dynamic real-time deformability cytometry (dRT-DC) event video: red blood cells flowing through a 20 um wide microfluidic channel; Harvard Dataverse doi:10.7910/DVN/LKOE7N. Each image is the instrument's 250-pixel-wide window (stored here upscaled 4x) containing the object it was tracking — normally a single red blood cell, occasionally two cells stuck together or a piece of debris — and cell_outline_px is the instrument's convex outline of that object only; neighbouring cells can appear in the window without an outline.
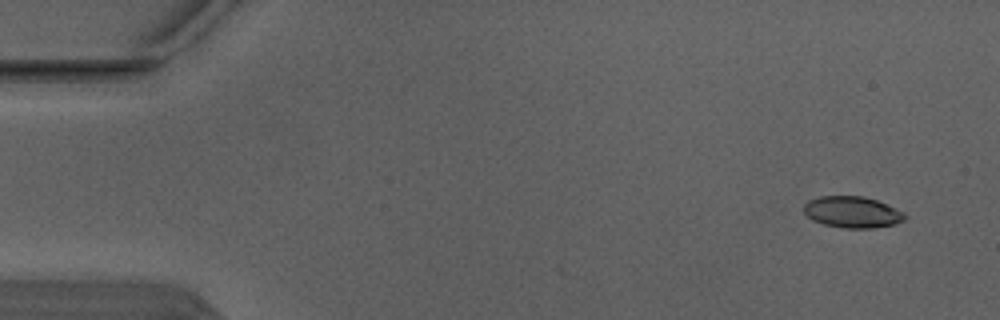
{"species": "Egyptian fruit bat (a non-hibernating species)", "species_latin": "Rousettus aegyptiacus", "temperature_condition": "warm", "stored_images_in_passage": 5, "camera_frame_rate_fps": 3000, "um_per_image_px": 0.085, "animal": {"sex": "male"}, "frame": {"image": 1, "passage_image": 1, "time_ms": 0.0, "image_size_px": [1000, 320], "cell_outline_px": [[908, 216], [904, 220], [896, 224], [872, 228], [844, 228], [824, 224], [812, 220], [804, 212], [804, 204], [808, 200], [820, 196], [864, 196], [876, 200], [896, 208], [904, 212]], "centroid_in_image_um": [72.46, 18.03], "position_along_channel_um": 12.5, "area_um2": 18.55}}
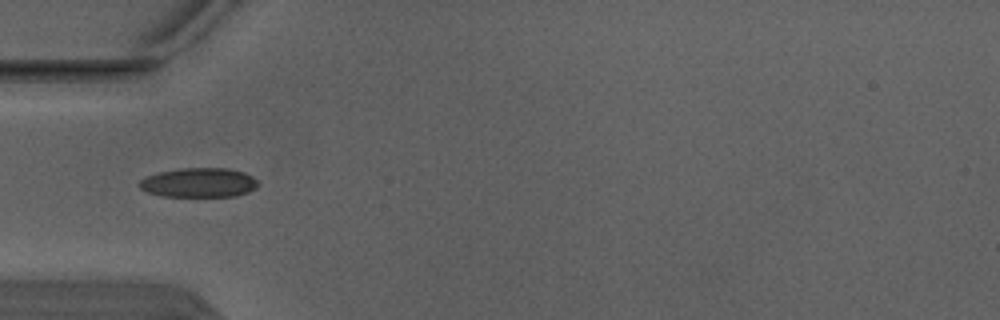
{"frame": {"image": 2, "passage_image": 4, "time_ms": 1.0, "image_size_px": [1000, 320], "cell_outline_px": [[260, 184], [256, 188], [248, 192], [236, 196], [164, 196], [148, 192], [140, 188], [136, 184], [144, 176], [160, 172], [180, 168], [228, 168], [244, 172], [252, 176]], "centroid_in_image_um": [16.9, 15.52], "position_along_channel_um": 68.1, "area_um2": 20.46}}
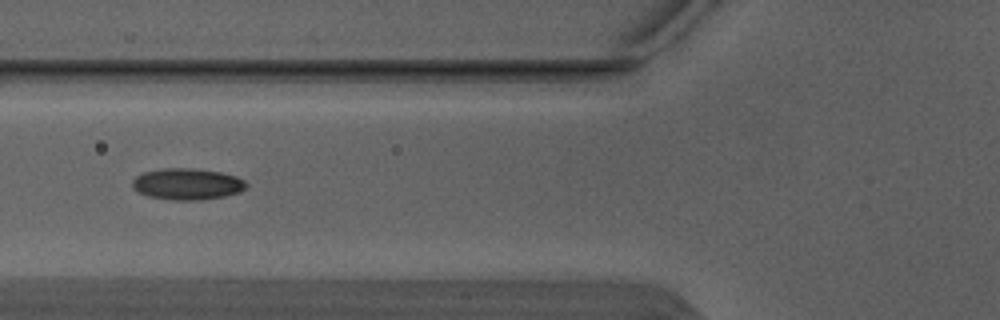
{"frame": {"image": 3, "passage_image": 5, "time_ms": 1.333, "image_size_px": [1000, 320], "cell_outline_px": [[248, 184], [240, 192], [224, 196], [200, 200], [176, 200], [148, 196], [136, 192], [132, 188], [132, 180], [140, 172], [164, 168], [192, 168], [220, 172], [236, 176], [244, 180]], "centroid_in_image_um": [15.87, 15.63], "position_along_channel_um": 109.9, "area_um2": 20.98}}